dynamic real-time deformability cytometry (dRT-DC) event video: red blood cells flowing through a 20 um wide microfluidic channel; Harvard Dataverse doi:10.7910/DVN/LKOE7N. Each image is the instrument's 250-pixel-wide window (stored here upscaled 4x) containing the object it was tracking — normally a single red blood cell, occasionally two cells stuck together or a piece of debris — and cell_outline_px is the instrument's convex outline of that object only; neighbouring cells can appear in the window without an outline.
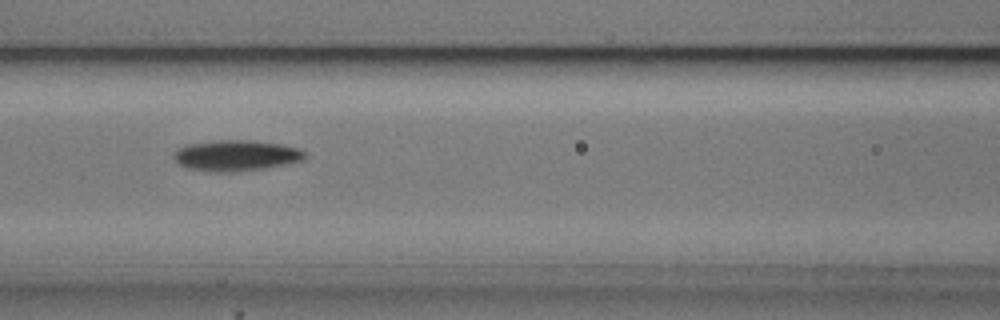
{"species": "common noctule bat (a hibernating species)", "species_latin": "Nyctalus noctula", "temperature_condition": "cold", "stored_images_in_passage": 7, "camera_frame_rate_fps": 3000, "um_per_image_px": 0.085, "animal": {"sex": "male", "body_mass_g": 20.5, "forearm_length_mm": 52.5}, "frame": {"image": 1, "passage_image": 6, "time_ms": 6.667, "image_size_px": [1000, 320], "cell_outline_px": [[308, 156], [304, 160], [268, 168], [236, 172], [208, 172], [188, 168], [180, 164], [172, 156], [176, 148], [188, 144], [216, 140], [256, 140], [284, 144], [300, 148]], "centroid_in_image_um": [20.1, 13.22], "position_along_channel_um": 146.5, "area_um2": 24.1}}
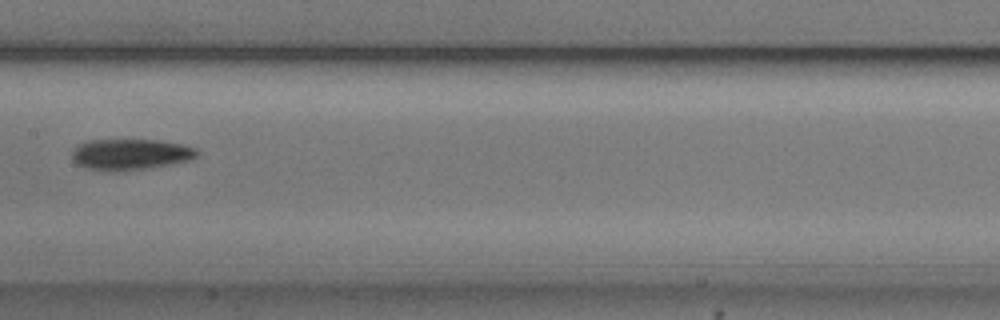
{"frame": {"image": 2, "passage_image": 7, "time_ms": 8.0, "image_size_px": [1000, 320], "cell_outline_px": [[200, 152], [192, 160], [144, 168], [88, 168], [76, 164], [72, 160], [72, 152], [80, 144], [92, 140], [160, 140], [184, 144], [196, 148]], "centroid_in_image_um": [11.17, 13.07], "position_along_channel_um": 196.2, "area_um2": 21.68}}